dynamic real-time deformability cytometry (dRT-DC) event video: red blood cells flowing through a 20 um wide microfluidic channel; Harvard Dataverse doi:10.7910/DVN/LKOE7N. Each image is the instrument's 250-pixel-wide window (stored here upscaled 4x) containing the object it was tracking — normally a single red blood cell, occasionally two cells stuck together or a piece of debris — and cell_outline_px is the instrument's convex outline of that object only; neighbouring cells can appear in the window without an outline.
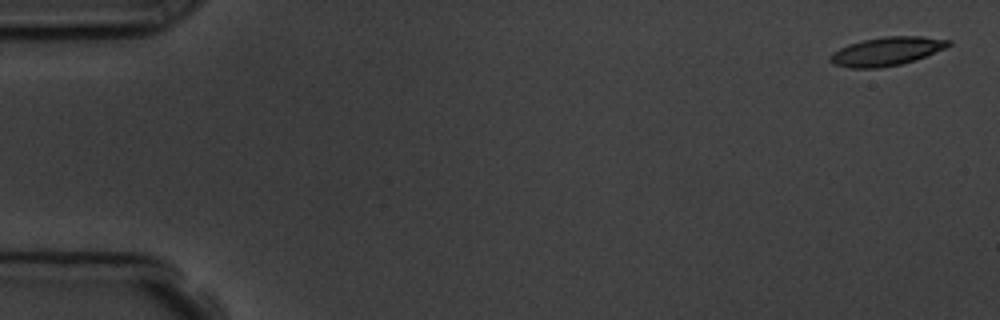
{"species": "common noctule bat (a hibernating species)", "species_latin": "Nyctalus noctula", "temperature_condition": "room temperature", "stored_images_in_passage": 5, "camera_frame_rate_fps": 3000, "um_per_image_px": 0.085, "animal": {"sex": "male", "body_mass_g": 19.5, "forearm_length_mm": 54.6}, "frame": {"image": 1, "passage_image": 1, "time_ms": 0.0, "image_size_px": [1000, 320], "cell_outline_px": [[952, 44], [944, 48], [924, 56], [900, 64], [880, 68], [848, 68], [832, 64], [828, 60], [828, 56], [832, 52], [848, 44], [864, 40], [884, 36], [920, 36], [952, 40]], "centroid_in_image_um": [75.3, 4.36], "position_along_channel_um": 9.7, "area_um2": 19.65}}
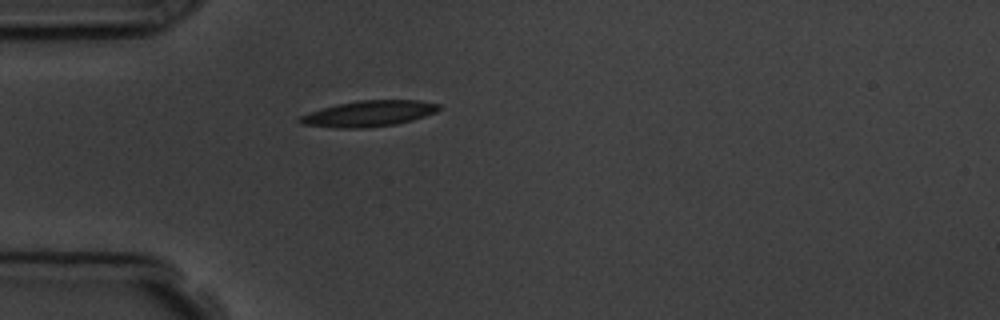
{"frame": {"image": 2, "passage_image": 5, "time_ms": 4.667, "image_size_px": [1000, 320], "cell_outline_px": [[440, 108], [436, 112], [412, 120], [396, 124], [364, 128], [336, 128], [304, 124], [296, 120], [300, 116], [320, 108], [336, 104], [360, 100], [420, 100], [440, 104]], "centroid_in_image_um": [31.34, 9.65], "position_along_channel_um": 53.7, "area_um2": 20.98}}